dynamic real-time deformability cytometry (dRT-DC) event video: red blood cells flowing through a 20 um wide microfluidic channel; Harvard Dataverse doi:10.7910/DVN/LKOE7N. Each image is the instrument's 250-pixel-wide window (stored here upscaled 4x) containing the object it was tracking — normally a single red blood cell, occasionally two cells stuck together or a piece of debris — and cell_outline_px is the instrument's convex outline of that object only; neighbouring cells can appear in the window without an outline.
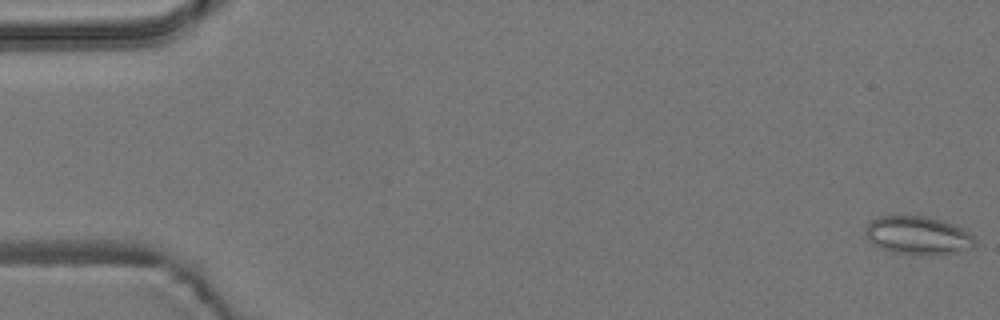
{"species": "common noctule bat (a hibernating species)", "species_latin": "Nyctalus noctula", "temperature_condition": "room temperature", "stored_images_in_passage": 56, "camera_frame_rate_fps": 3000, "um_per_image_px": 0.085, "animal": {"sex": "male", "body_mass_g": 19.2, "forearm_length_mm": 51.8}, "frame": {"image": 1, "passage_image": 1, "time_ms": 0.0, "image_size_px": [1000, 320], "cell_outline_px": [[976, 244], [972, 248], [956, 252], [932, 256], [920, 256], [892, 252], [880, 248], [872, 244], [868, 240], [864, 232], [864, 228], [876, 216], [928, 216], [944, 220], [956, 224], [964, 228], [976, 236]], "centroid_in_image_um": [78.06, 20.02], "position_along_channel_um": 6.9, "area_um2": 25.32}}
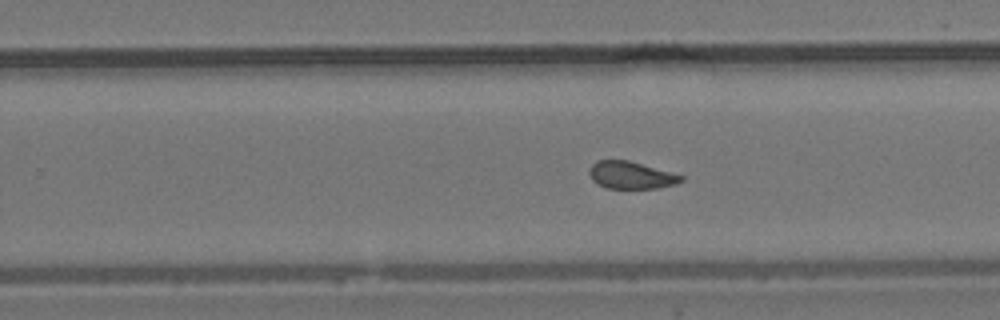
{"frame": {"image": 2, "passage_image": 35, "time_ms": 11.333, "image_size_px": [1000, 320], "cell_outline_px": [[684, 180], [676, 184], [656, 188], [608, 188], [596, 184], [592, 180], [588, 172], [588, 168], [596, 160], [628, 160], [684, 176]], "centroid_in_image_um": [53.6, 14.89], "position_along_channel_um": 276.2, "area_um2": 14.62}}
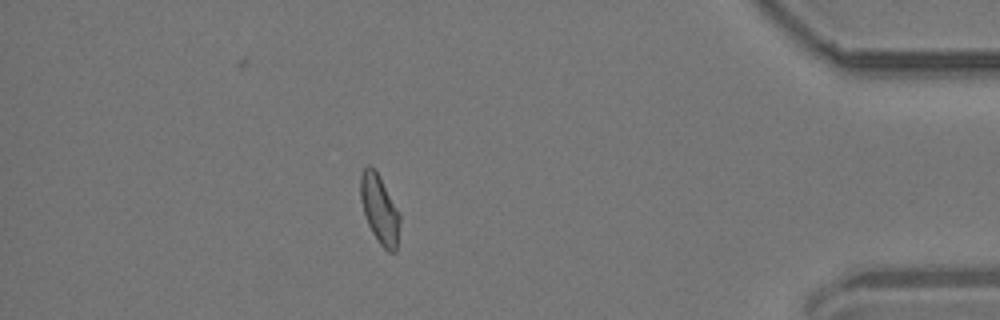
{"frame": {"image": 3, "passage_image": 49, "time_ms": 16.0, "image_size_px": [1000, 320], "cell_outline_px": [[400, 220], [396, 252], [388, 252], [380, 244], [372, 232], [368, 224], [360, 200], [360, 176], [364, 168], [368, 164], [380, 176], [400, 212]], "centroid_in_image_um": [32.27, 17.79], "position_along_channel_um": 402.9, "area_um2": 15.78}, "authors_computed_cell_mechanics": {"area_um2": 15.9528, "velocity_mm_per_s": 3.7027, "shape_relaxation_time_tau1_ms": null, "shape_relaxation_time_tau2_ms": 1.145, "deformation_change_tau1": null, "deformation_change_tau2": 0.0578}}